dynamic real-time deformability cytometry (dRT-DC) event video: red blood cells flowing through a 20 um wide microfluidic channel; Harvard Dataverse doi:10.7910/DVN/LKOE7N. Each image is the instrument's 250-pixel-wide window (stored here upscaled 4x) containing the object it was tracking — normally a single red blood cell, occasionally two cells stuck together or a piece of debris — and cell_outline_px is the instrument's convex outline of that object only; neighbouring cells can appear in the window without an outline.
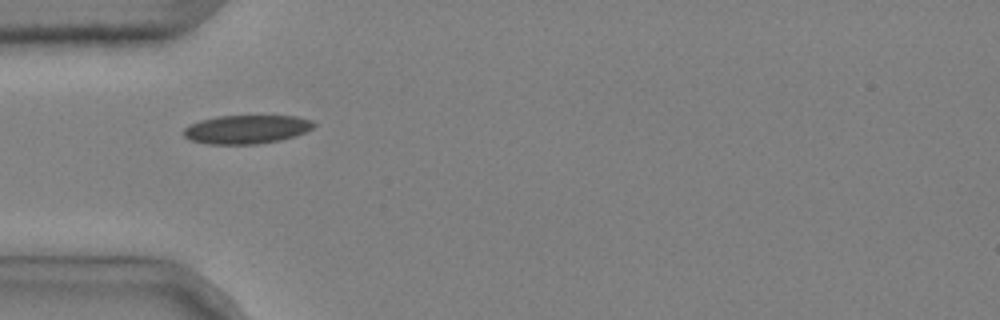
{"species": "common noctule bat (a hibernating species)", "species_latin": "Nyctalus noctula", "temperature_condition": "cold", "stored_images_in_passage": 2, "camera_frame_rate_fps": 3000, "um_per_image_px": 0.085, "animal": {"sex": "male", "body_mass_g": 20.4}, "frame": {"image": 1, "passage_image": 1, "time_ms": 0.0, "image_size_px": [1000, 320], "cell_outline_px": [[316, 124], [312, 128], [296, 136], [280, 140], [256, 144], [208, 144], [192, 140], [184, 136], [184, 128], [200, 120], [216, 116], [296, 116], [312, 120]], "centroid_in_image_um": [20.98, 10.99], "position_along_channel_um": 64.0, "area_um2": 21.62}}